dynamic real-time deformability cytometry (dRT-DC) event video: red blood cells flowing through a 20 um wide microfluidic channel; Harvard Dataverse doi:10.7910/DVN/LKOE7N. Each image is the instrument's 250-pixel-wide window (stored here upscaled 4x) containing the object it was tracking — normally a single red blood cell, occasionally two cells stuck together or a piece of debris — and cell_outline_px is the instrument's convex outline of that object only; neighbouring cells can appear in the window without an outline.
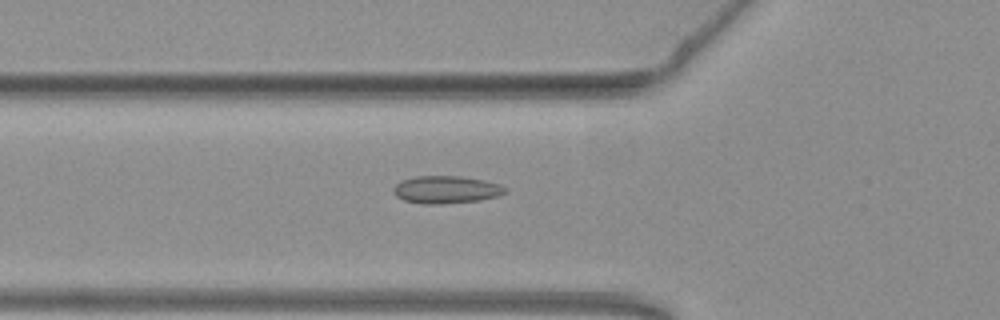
{"species": "common noctule bat (a hibernating species)", "species_latin": "Nyctalus noctula", "temperature_condition": "warm", "stored_images_in_passage": 38, "camera_frame_rate_fps": 3000, "um_per_image_px": 0.085, "animal": {"sex": "female", "body_mass_g": 19.3, "forearm_length_mm": 54.1}, "frame": {"image": 1, "passage_image": 3, "time_ms": 0.667, "image_size_px": [1000, 320], "cell_outline_px": [[508, 192], [496, 196], [480, 200], [440, 204], [424, 204], [404, 200], [396, 196], [392, 192], [392, 188], [400, 180], [416, 176], [460, 176], [484, 180], [500, 184], [508, 188]], "centroid_in_image_um": [37.91, 16.11], "position_along_channel_um": 87.9, "area_um2": 18.09}}
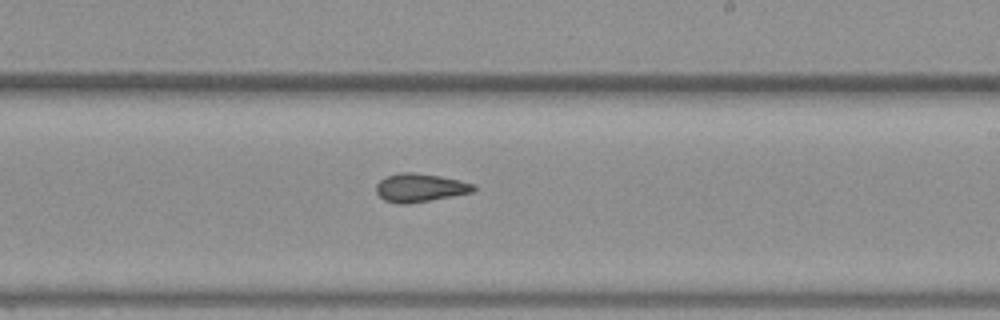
{"frame": {"image": 2, "passage_image": 16, "time_ms": 5.0, "image_size_px": [1000, 320], "cell_outline_px": [[476, 188], [472, 192], [452, 196], [408, 204], [400, 204], [384, 200], [376, 192], [376, 184], [380, 180], [388, 176], [400, 172], [412, 172], [440, 176], [460, 180], [476, 184]], "centroid_in_image_um": [35.71, 15.95], "position_along_channel_um": 253.3, "area_um2": 16.07}}
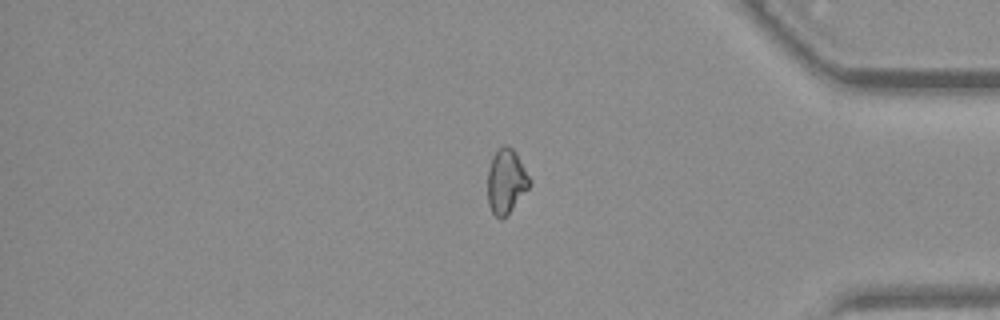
{"frame": {"image": 3, "passage_image": 29, "time_ms": 9.333, "image_size_px": [1000, 320], "cell_outline_px": [[532, 184], [508, 212], [500, 220], [492, 212], [488, 204], [488, 168], [496, 152], [504, 144], [512, 148], [516, 152], [532, 180]], "centroid_in_image_um": [43.04, 15.39], "position_along_channel_um": 392.2, "area_um2": 15.55}, "authors_computed_cell_mechanics": {"area_um2": 16.0395, "velocity_mm_per_s": 3.8073, "shape_relaxation_time_tau1_ms": null, "shape_relaxation_time_tau2_ms": 2.4722, "deformation_change_tau1": null, "deformation_change_tau2": 0.0751}}